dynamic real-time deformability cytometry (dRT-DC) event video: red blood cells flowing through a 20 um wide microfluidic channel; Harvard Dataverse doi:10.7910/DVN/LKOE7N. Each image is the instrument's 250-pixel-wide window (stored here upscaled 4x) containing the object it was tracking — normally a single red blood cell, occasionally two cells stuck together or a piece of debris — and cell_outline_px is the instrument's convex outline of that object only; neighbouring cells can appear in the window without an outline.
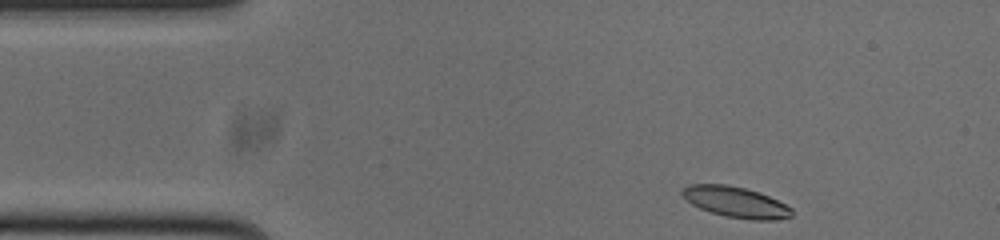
{"species": "common noctule bat (a hibernating species)", "species_latin": "Nyctalus noctula", "temperature_condition": "cold", "stored_images_in_passage": 47, "camera_frame_rate_fps": 3000, "um_per_image_px": 0.085, "animal": {"sex": "male", "body_mass_g": 20.0, "forearm_length_mm": 53.3}, "frame": {"image": 1, "passage_image": 1, "time_ms": 0.0, "image_size_px": [1000, 240], "cell_outline_px": [[792, 216], [776, 220], [752, 220], [724, 216], [700, 208], [692, 204], [680, 192], [680, 188], [688, 184], [728, 184], [760, 192], [792, 208]], "centroid_in_image_um": [62.52, 17.17], "position_along_channel_um": 22.5, "area_um2": 19.65}}
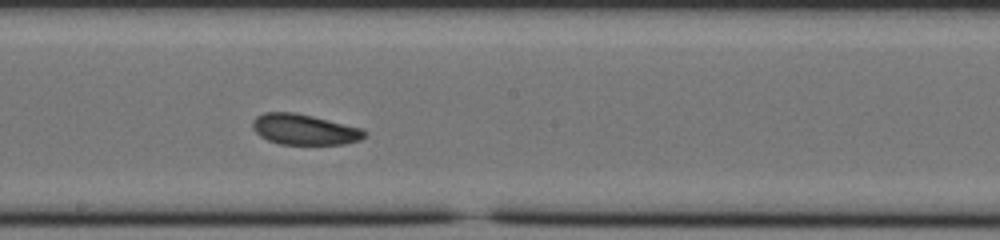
{"frame": {"image": 2, "passage_image": 22, "time_ms": 7.0, "image_size_px": [1000, 240], "cell_outline_px": [[368, 132], [360, 140], [344, 144], [280, 144], [268, 140], [260, 136], [252, 128], [252, 120], [256, 116], [264, 112], [296, 112], [360, 128]], "centroid_in_image_um": [25.83, 11.0], "position_along_channel_um": 222.4, "area_um2": 19.88}}
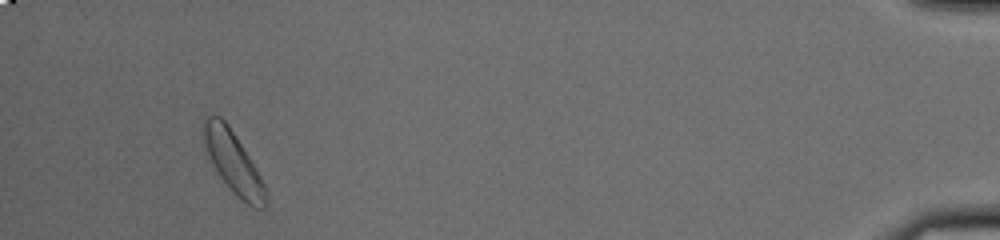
{"frame": {"image": 3, "passage_image": 44, "time_ms": 14.333, "image_size_px": [1000, 240], "cell_outline_px": [[268, 204], [264, 208], [252, 208], [240, 200], [232, 192], [216, 172], [204, 144], [200, 128], [204, 120], [208, 116], [220, 116], [228, 124], [248, 156], [260, 176], [264, 184]], "centroid_in_image_um": [19.8, 13.82], "position_along_channel_um": 415.4, "area_um2": 22.25}, "authors_computed_cell_mechanics": {"area_um2": 20.2878, "velocity_mm_per_s": 3.7354, "shape_relaxation_time_tau1_ms": 4.1493, "shape_relaxation_time_tau2_ms": 3.8254, "deformation_change_tau1": 0.0863, "deformation_change_tau2": 0.1016}}